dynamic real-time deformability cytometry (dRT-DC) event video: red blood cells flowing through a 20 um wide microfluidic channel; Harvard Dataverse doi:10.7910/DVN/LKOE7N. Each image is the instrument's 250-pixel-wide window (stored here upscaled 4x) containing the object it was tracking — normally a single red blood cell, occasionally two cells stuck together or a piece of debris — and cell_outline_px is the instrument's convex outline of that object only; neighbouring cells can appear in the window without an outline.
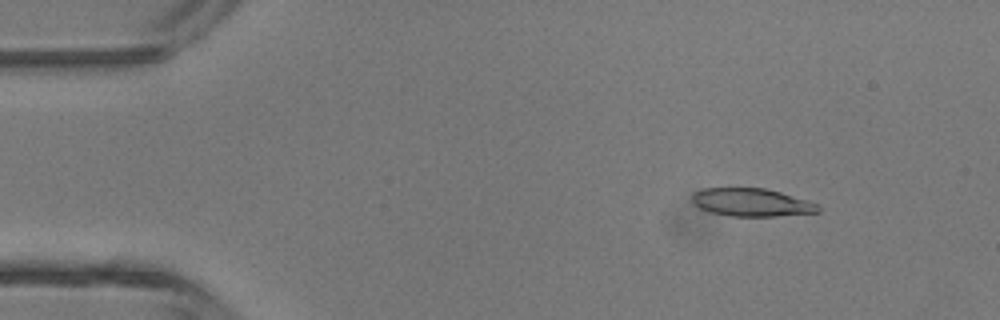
{"species": "common noctule bat (a hibernating species)", "species_latin": "Nyctalus noctula", "temperature_condition": "room temperature", "stored_images_in_passage": 42, "camera_frame_rate_fps": 3000, "um_per_image_px": 0.085, "animal": {"sex": "male", "body_mass_g": 13.3}, "frame": {"image": 1, "passage_image": 3, "time_ms": 0.667, "image_size_px": [1000, 320], "cell_outline_px": [[820, 212], [776, 216], [732, 216], [712, 212], [700, 208], [692, 200], [692, 192], [704, 188], [764, 188], [780, 192], [816, 204], [820, 208]], "centroid_in_image_um": [63.85, 17.2], "position_along_channel_um": 21.1, "area_um2": 20.23}}
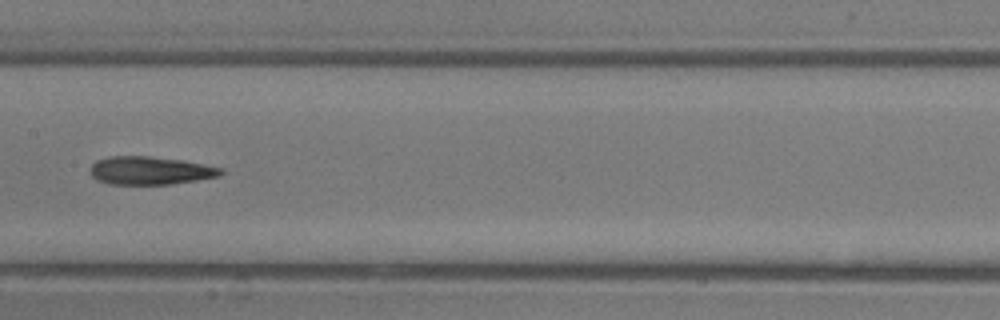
{"frame": {"image": 2, "passage_image": 20, "time_ms": 6.333, "image_size_px": [1000, 320], "cell_outline_px": [[224, 172], [220, 176], [172, 184], [108, 184], [96, 180], [92, 176], [92, 164], [96, 160], [112, 156], [152, 156], [180, 160], [204, 164], [224, 168]], "centroid_in_image_um": [12.79, 14.5], "position_along_channel_um": 194.6, "area_um2": 21.39}}
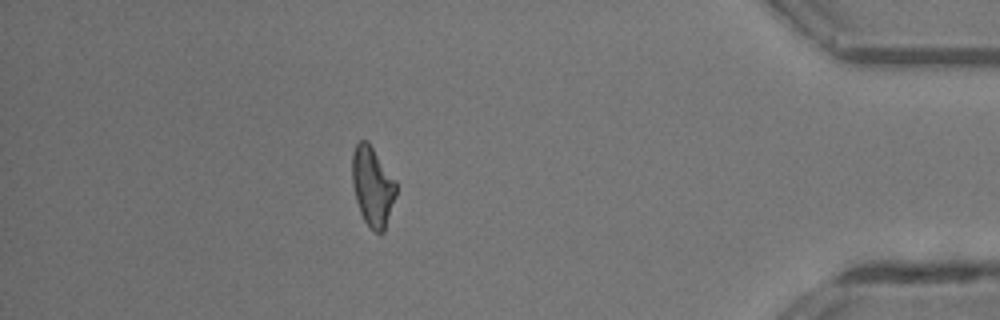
{"frame": {"image": 3, "passage_image": 37, "time_ms": 12.0, "image_size_px": [1000, 320], "cell_outline_px": [[396, 196], [384, 232], [376, 232], [364, 220], [360, 212], [356, 200], [352, 184], [352, 152], [356, 144], [360, 140], [368, 140], [396, 180]], "centroid_in_image_um": [31.67, 15.8], "position_along_channel_um": 403.5, "area_um2": 20.46}, "authors_computed_cell_mechanics": {"area_um2": 21.1548, "velocity_mm_per_s": 4.5374, "shape_relaxation_time_tau1_ms": null, "shape_relaxation_time_tau2_ms": 7.4355, "deformation_change_tau1": null, "deformation_change_tau2": 0.2319}}